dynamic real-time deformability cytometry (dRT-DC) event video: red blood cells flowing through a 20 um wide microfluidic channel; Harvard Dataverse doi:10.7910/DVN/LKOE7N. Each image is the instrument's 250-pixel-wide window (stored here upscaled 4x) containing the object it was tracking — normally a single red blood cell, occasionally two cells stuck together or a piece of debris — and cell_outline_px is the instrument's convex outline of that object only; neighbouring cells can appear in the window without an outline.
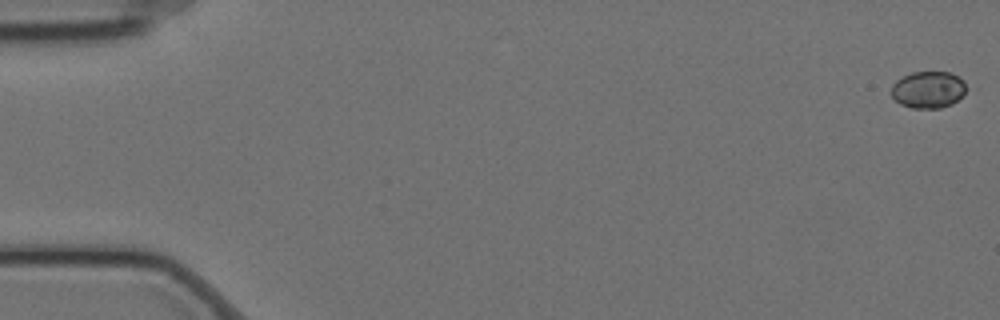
{"species": "Egyptian fruit bat (a non-hibernating species)", "species_latin": "Rousettus aegyptiacus", "temperature_condition": "cold", "stored_images_in_passage": 58, "camera_frame_rate_fps": 3000, "um_per_image_px": 0.085, "animal": {"sex": "female"}, "frame": {"image": 1, "passage_image": 1, "time_ms": 0.0, "image_size_px": [1000, 320], "cell_outline_px": [[964, 96], [952, 104], [940, 108], [912, 108], [900, 104], [892, 96], [892, 84], [896, 80], [912, 72], [948, 72], [960, 76], [964, 80]], "centroid_in_image_um": [78.91, 7.62], "position_along_channel_um": 6.1, "area_um2": 16.13}}
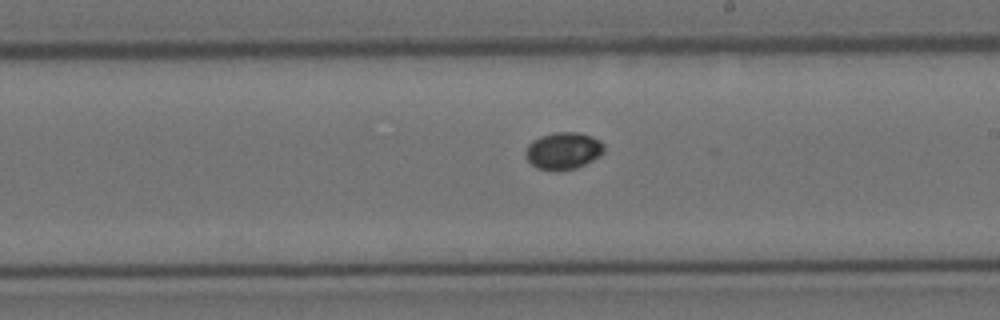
{"frame": {"image": 2, "passage_image": 34, "time_ms": 11.0, "image_size_px": [1000, 320], "cell_outline_px": [[604, 152], [600, 156], [576, 168], [560, 172], [556, 172], [536, 168], [528, 160], [524, 152], [528, 144], [532, 140], [540, 136], [556, 132], [580, 132], [592, 136], [600, 140], [604, 144]], "centroid_in_image_um": [47.88, 12.82], "position_along_channel_um": 241.1, "area_um2": 17.28}}
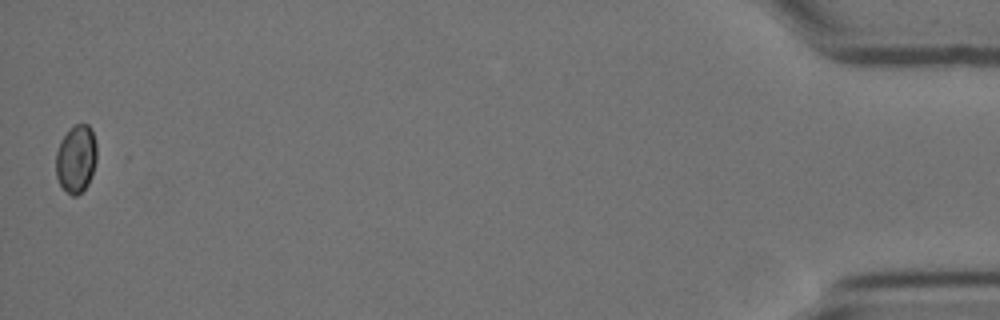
{"frame": {"image": 3, "passage_image": 58, "time_ms": 19.0, "image_size_px": [1000, 320], "cell_outline_px": [[96, 160], [92, 176], [88, 184], [76, 196], [72, 196], [60, 184], [56, 176], [56, 152], [60, 140], [68, 128], [76, 124], [88, 124], [92, 128], [96, 144]], "centroid_in_image_um": [6.47, 13.46], "position_along_channel_um": 428.7, "area_um2": 16.3}}